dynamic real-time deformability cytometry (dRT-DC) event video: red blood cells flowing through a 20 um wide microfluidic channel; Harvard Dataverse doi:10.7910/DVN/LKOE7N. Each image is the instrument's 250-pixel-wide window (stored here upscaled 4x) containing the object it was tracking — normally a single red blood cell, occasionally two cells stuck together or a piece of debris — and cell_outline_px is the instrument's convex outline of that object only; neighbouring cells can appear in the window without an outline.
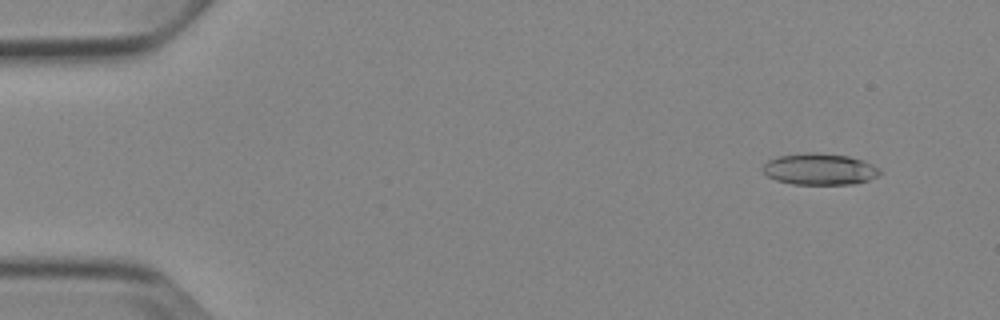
{"species": "Egyptian fruit bat (a non-hibernating species)", "species_latin": "Rousettus aegyptiacus", "temperature_condition": "cold", "stored_images_in_passage": 6, "camera_frame_rate_fps": 3000, "um_per_image_px": 0.085, "animal": {"sex": "female"}, "frame": {"image": 1, "passage_image": 2, "time_ms": 1.333, "image_size_px": [1000, 320], "cell_outline_px": [[884, 172], [880, 176], [856, 184], [792, 184], [776, 180], [768, 176], [764, 172], [764, 164], [768, 160], [780, 156], [808, 152], [848, 156], [864, 160], [880, 168]], "centroid_in_image_um": [69.74, 14.39], "position_along_channel_um": 15.3, "area_um2": 21.5}}
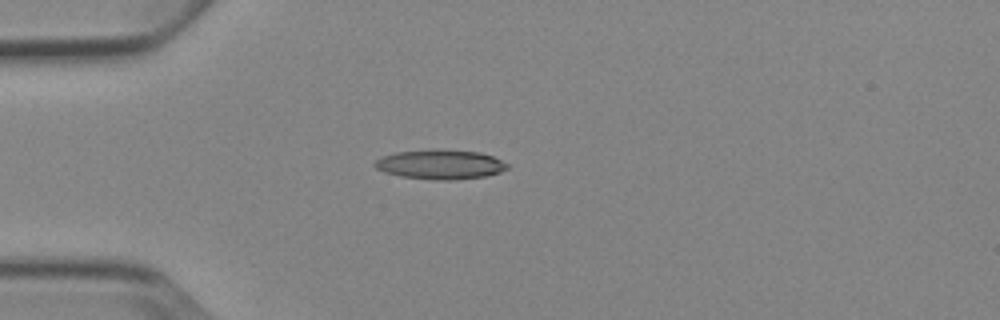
{"frame": {"image": 2, "passage_image": 5, "time_ms": 4.667, "image_size_px": [1000, 320], "cell_outline_px": [[508, 168], [500, 172], [484, 176], [452, 180], [436, 180], [400, 176], [384, 172], [376, 168], [372, 164], [376, 160], [384, 156], [396, 152], [436, 148], [480, 152], [492, 156], [508, 164]], "centroid_in_image_um": [37.41, 13.96], "position_along_channel_um": 47.6, "area_um2": 22.89}}